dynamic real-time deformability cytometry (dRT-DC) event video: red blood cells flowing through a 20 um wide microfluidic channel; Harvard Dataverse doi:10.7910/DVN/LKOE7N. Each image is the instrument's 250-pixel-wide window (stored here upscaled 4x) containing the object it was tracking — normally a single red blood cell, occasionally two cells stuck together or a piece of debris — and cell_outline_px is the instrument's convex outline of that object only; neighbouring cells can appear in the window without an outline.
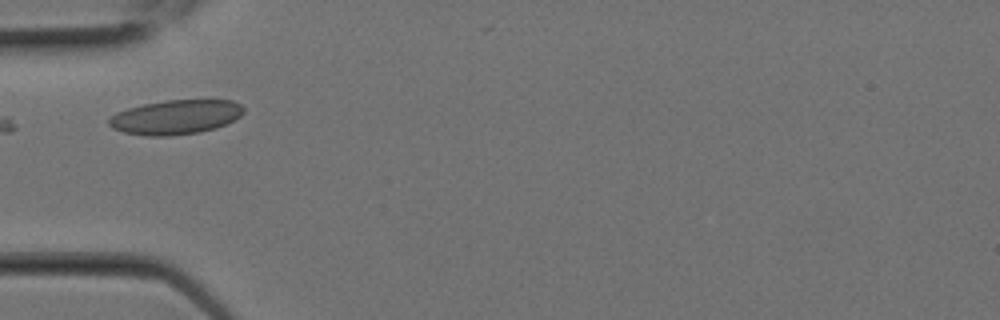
{"species": "Egyptian fruit bat (a non-hibernating species)", "species_latin": "Rousettus aegyptiacus", "temperature_condition": "room temperature", "stored_images_in_passage": 1, "camera_frame_rate_fps": 3000, "um_per_image_px": 0.085, "animal": {"sex": "female"}, "frame": {"image": 1, "passage_image": 1, "time_ms": 0.0, "image_size_px": [1000, 320], "cell_outline_px": [[244, 112], [240, 116], [216, 128], [200, 132], [172, 136], [144, 136], [124, 132], [112, 128], [108, 124], [108, 120], [116, 112], [128, 108], [144, 104], [164, 100], [232, 100], [240, 104], [244, 108]], "centroid_in_image_um": [14.91, 9.96], "position_along_channel_um": 70.1, "area_um2": 27.05}}